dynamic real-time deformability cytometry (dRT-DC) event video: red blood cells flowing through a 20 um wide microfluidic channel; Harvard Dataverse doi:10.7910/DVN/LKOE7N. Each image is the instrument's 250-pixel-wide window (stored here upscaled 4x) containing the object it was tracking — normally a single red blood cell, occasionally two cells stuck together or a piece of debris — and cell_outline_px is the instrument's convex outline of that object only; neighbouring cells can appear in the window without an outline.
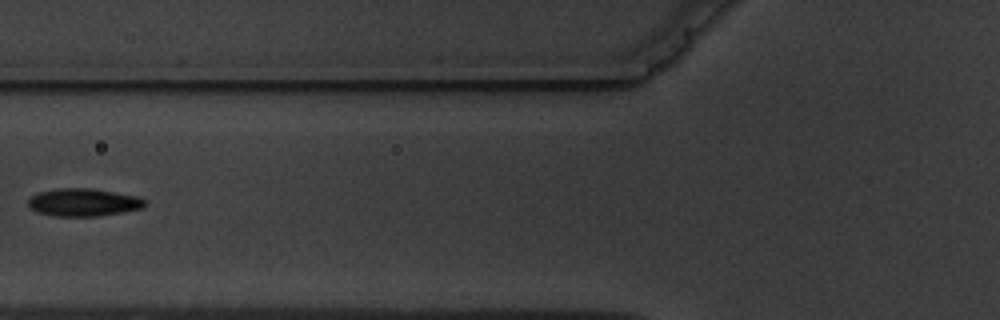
{"species": "common noctule bat (a hibernating species)", "species_latin": "Nyctalus noctula", "temperature_condition": "warm", "stored_images_in_passage": 5, "camera_frame_rate_fps": 3000, "um_per_image_px": 0.085, "animal": {"sex": "male", "body_mass_g": 19.5, "forearm_length_mm": 54.6}, "frame": {"image": 1, "passage_image": 5, "time_ms": 5.333, "image_size_px": [1000, 320], "cell_outline_px": [[148, 200], [144, 208], [124, 212], [100, 216], [52, 216], [36, 212], [28, 204], [28, 196], [52, 188], [92, 188], [136, 196]], "centroid_in_image_um": [7.09, 17.2], "position_along_channel_um": 118.7, "area_um2": 19.19}}